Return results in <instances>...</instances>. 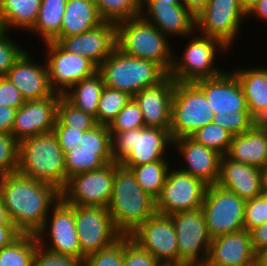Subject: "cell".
<instances>
[{"label": "cell", "mask_w": 267, "mask_h": 266, "mask_svg": "<svg viewBox=\"0 0 267 266\" xmlns=\"http://www.w3.org/2000/svg\"><path fill=\"white\" fill-rule=\"evenodd\" d=\"M205 95L214 117L212 122L225 128L233 136L251 129L257 121L247 109L245 96L234 72L193 82Z\"/></svg>", "instance_id": "cell-2"}, {"label": "cell", "mask_w": 267, "mask_h": 266, "mask_svg": "<svg viewBox=\"0 0 267 266\" xmlns=\"http://www.w3.org/2000/svg\"><path fill=\"white\" fill-rule=\"evenodd\" d=\"M35 236L39 244L54 252L81 258L80 241L75 225V206L65 203L61 198L51 207V213L49 212ZM44 237L50 238L49 243Z\"/></svg>", "instance_id": "cell-17"}, {"label": "cell", "mask_w": 267, "mask_h": 266, "mask_svg": "<svg viewBox=\"0 0 267 266\" xmlns=\"http://www.w3.org/2000/svg\"><path fill=\"white\" fill-rule=\"evenodd\" d=\"M260 123L266 128L267 132V120L261 121Z\"/></svg>", "instance_id": "cell-61"}, {"label": "cell", "mask_w": 267, "mask_h": 266, "mask_svg": "<svg viewBox=\"0 0 267 266\" xmlns=\"http://www.w3.org/2000/svg\"><path fill=\"white\" fill-rule=\"evenodd\" d=\"M208 185L180 169L169 168L167 179L155 200L156 213L170 216L200 209Z\"/></svg>", "instance_id": "cell-13"}, {"label": "cell", "mask_w": 267, "mask_h": 266, "mask_svg": "<svg viewBox=\"0 0 267 266\" xmlns=\"http://www.w3.org/2000/svg\"><path fill=\"white\" fill-rule=\"evenodd\" d=\"M255 15L260 20L267 22V0H259L257 4L249 11L247 17Z\"/></svg>", "instance_id": "cell-54"}, {"label": "cell", "mask_w": 267, "mask_h": 266, "mask_svg": "<svg viewBox=\"0 0 267 266\" xmlns=\"http://www.w3.org/2000/svg\"><path fill=\"white\" fill-rule=\"evenodd\" d=\"M128 236L163 266H186L179 259L177 233L170 216L155 213Z\"/></svg>", "instance_id": "cell-11"}, {"label": "cell", "mask_w": 267, "mask_h": 266, "mask_svg": "<svg viewBox=\"0 0 267 266\" xmlns=\"http://www.w3.org/2000/svg\"><path fill=\"white\" fill-rule=\"evenodd\" d=\"M19 142L10 134L0 133V176L17 172Z\"/></svg>", "instance_id": "cell-42"}, {"label": "cell", "mask_w": 267, "mask_h": 266, "mask_svg": "<svg viewBox=\"0 0 267 266\" xmlns=\"http://www.w3.org/2000/svg\"><path fill=\"white\" fill-rule=\"evenodd\" d=\"M161 1H171V4L182 5V0H161Z\"/></svg>", "instance_id": "cell-59"}, {"label": "cell", "mask_w": 267, "mask_h": 266, "mask_svg": "<svg viewBox=\"0 0 267 266\" xmlns=\"http://www.w3.org/2000/svg\"><path fill=\"white\" fill-rule=\"evenodd\" d=\"M253 249L258 253L267 246V222L250 231Z\"/></svg>", "instance_id": "cell-51"}, {"label": "cell", "mask_w": 267, "mask_h": 266, "mask_svg": "<svg viewBox=\"0 0 267 266\" xmlns=\"http://www.w3.org/2000/svg\"><path fill=\"white\" fill-rule=\"evenodd\" d=\"M37 243L35 235L21 234L0 250V266H34Z\"/></svg>", "instance_id": "cell-35"}, {"label": "cell", "mask_w": 267, "mask_h": 266, "mask_svg": "<svg viewBox=\"0 0 267 266\" xmlns=\"http://www.w3.org/2000/svg\"><path fill=\"white\" fill-rule=\"evenodd\" d=\"M267 222V192L246 200L244 209V230L250 232Z\"/></svg>", "instance_id": "cell-43"}, {"label": "cell", "mask_w": 267, "mask_h": 266, "mask_svg": "<svg viewBox=\"0 0 267 266\" xmlns=\"http://www.w3.org/2000/svg\"><path fill=\"white\" fill-rule=\"evenodd\" d=\"M104 86L103 77L97 71L91 77L75 83L63 96L76 108L96 118L98 102Z\"/></svg>", "instance_id": "cell-32"}, {"label": "cell", "mask_w": 267, "mask_h": 266, "mask_svg": "<svg viewBox=\"0 0 267 266\" xmlns=\"http://www.w3.org/2000/svg\"><path fill=\"white\" fill-rule=\"evenodd\" d=\"M171 166L172 164L169 161H155L133 166L130 170L135 175L137 183L142 189L156 200L162 191Z\"/></svg>", "instance_id": "cell-34"}, {"label": "cell", "mask_w": 267, "mask_h": 266, "mask_svg": "<svg viewBox=\"0 0 267 266\" xmlns=\"http://www.w3.org/2000/svg\"><path fill=\"white\" fill-rule=\"evenodd\" d=\"M20 235L21 233L16 229L14 225L0 226V250L10 245Z\"/></svg>", "instance_id": "cell-52"}, {"label": "cell", "mask_w": 267, "mask_h": 266, "mask_svg": "<svg viewBox=\"0 0 267 266\" xmlns=\"http://www.w3.org/2000/svg\"><path fill=\"white\" fill-rule=\"evenodd\" d=\"M114 171L115 162H112L102 169L71 176L60 190V198L69 205L108 208Z\"/></svg>", "instance_id": "cell-12"}, {"label": "cell", "mask_w": 267, "mask_h": 266, "mask_svg": "<svg viewBox=\"0 0 267 266\" xmlns=\"http://www.w3.org/2000/svg\"><path fill=\"white\" fill-rule=\"evenodd\" d=\"M261 171V186L262 190L267 192V163L263 168L260 169Z\"/></svg>", "instance_id": "cell-58"}, {"label": "cell", "mask_w": 267, "mask_h": 266, "mask_svg": "<svg viewBox=\"0 0 267 266\" xmlns=\"http://www.w3.org/2000/svg\"><path fill=\"white\" fill-rule=\"evenodd\" d=\"M246 200L217 184L207 187L202 211L211 238L244 230Z\"/></svg>", "instance_id": "cell-10"}, {"label": "cell", "mask_w": 267, "mask_h": 266, "mask_svg": "<svg viewBox=\"0 0 267 266\" xmlns=\"http://www.w3.org/2000/svg\"><path fill=\"white\" fill-rule=\"evenodd\" d=\"M34 266H84L81 258L54 252L37 243Z\"/></svg>", "instance_id": "cell-44"}, {"label": "cell", "mask_w": 267, "mask_h": 266, "mask_svg": "<svg viewBox=\"0 0 267 266\" xmlns=\"http://www.w3.org/2000/svg\"><path fill=\"white\" fill-rule=\"evenodd\" d=\"M34 61L25 49L6 74L25 101L44 99L54 93L49 84L46 61L42 64Z\"/></svg>", "instance_id": "cell-22"}, {"label": "cell", "mask_w": 267, "mask_h": 266, "mask_svg": "<svg viewBox=\"0 0 267 266\" xmlns=\"http://www.w3.org/2000/svg\"><path fill=\"white\" fill-rule=\"evenodd\" d=\"M75 225L83 261L87 255L110 247L123 236L105 207L75 206Z\"/></svg>", "instance_id": "cell-15"}, {"label": "cell", "mask_w": 267, "mask_h": 266, "mask_svg": "<svg viewBox=\"0 0 267 266\" xmlns=\"http://www.w3.org/2000/svg\"><path fill=\"white\" fill-rule=\"evenodd\" d=\"M95 118L72 105L63 95L57 106V120L54 127H72L86 131L96 125Z\"/></svg>", "instance_id": "cell-39"}, {"label": "cell", "mask_w": 267, "mask_h": 266, "mask_svg": "<svg viewBox=\"0 0 267 266\" xmlns=\"http://www.w3.org/2000/svg\"><path fill=\"white\" fill-rule=\"evenodd\" d=\"M110 134L114 162L128 169L155 161H168L165 154L173 145L170 130L140 127Z\"/></svg>", "instance_id": "cell-6"}, {"label": "cell", "mask_w": 267, "mask_h": 266, "mask_svg": "<svg viewBox=\"0 0 267 266\" xmlns=\"http://www.w3.org/2000/svg\"><path fill=\"white\" fill-rule=\"evenodd\" d=\"M8 33L4 29L0 32V77L6 76L8 70L25 51L16 41H12Z\"/></svg>", "instance_id": "cell-46"}, {"label": "cell", "mask_w": 267, "mask_h": 266, "mask_svg": "<svg viewBox=\"0 0 267 266\" xmlns=\"http://www.w3.org/2000/svg\"><path fill=\"white\" fill-rule=\"evenodd\" d=\"M17 108L0 105V133L10 134Z\"/></svg>", "instance_id": "cell-50"}, {"label": "cell", "mask_w": 267, "mask_h": 266, "mask_svg": "<svg viewBox=\"0 0 267 266\" xmlns=\"http://www.w3.org/2000/svg\"><path fill=\"white\" fill-rule=\"evenodd\" d=\"M67 0H41L36 23L29 32L41 36V43L57 41L61 37L62 20Z\"/></svg>", "instance_id": "cell-33"}, {"label": "cell", "mask_w": 267, "mask_h": 266, "mask_svg": "<svg viewBox=\"0 0 267 266\" xmlns=\"http://www.w3.org/2000/svg\"><path fill=\"white\" fill-rule=\"evenodd\" d=\"M259 266H267V246L257 253Z\"/></svg>", "instance_id": "cell-57"}, {"label": "cell", "mask_w": 267, "mask_h": 266, "mask_svg": "<svg viewBox=\"0 0 267 266\" xmlns=\"http://www.w3.org/2000/svg\"><path fill=\"white\" fill-rule=\"evenodd\" d=\"M80 146L89 149H111L109 127L96 124L91 129L84 131Z\"/></svg>", "instance_id": "cell-47"}, {"label": "cell", "mask_w": 267, "mask_h": 266, "mask_svg": "<svg viewBox=\"0 0 267 266\" xmlns=\"http://www.w3.org/2000/svg\"><path fill=\"white\" fill-rule=\"evenodd\" d=\"M124 236L110 247L87 255L84 266H123Z\"/></svg>", "instance_id": "cell-41"}, {"label": "cell", "mask_w": 267, "mask_h": 266, "mask_svg": "<svg viewBox=\"0 0 267 266\" xmlns=\"http://www.w3.org/2000/svg\"><path fill=\"white\" fill-rule=\"evenodd\" d=\"M3 30V28H2V25H1V21H0V32Z\"/></svg>", "instance_id": "cell-62"}, {"label": "cell", "mask_w": 267, "mask_h": 266, "mask_svg": "<svg viewBox=\"0 0 267 266\" xmlns=\"http://www.w3.org/2000/svg\"><path fill=\"white\" fill-rule=\"evenodd\" d=\"M175 82L168 74L157 85L146 87L133 96L142 111L145 127L170 130Z\"/></svg>", "instance_id": "cell-24"}, {"label": "cell", "mask_w": 267, "mask_h": 266, "mask_svg": "<svg viewBox=\"0 0 267 266\" xmlns=\"http://www.w3.org/2000/svg\"><path fill=\"white\" fill-rule=\"evenodd\" d=\"M233 135L225 128L211 122L196 130L190 138L203 146L215 150L222 156L228 153Z\"/></svg>", "instance_id": "cell-38"}, {"label": "cell", "mask_w": 267, "mask_h": 266, "mask_svg": "<svg viewBox=\"0 0 267 266\" xmlns=\"http://www.w3.org/2000/svg\"><path fill=\"white\" fill-rule=\"evenodd\" d=\"M140 15L167 37L178 35L187 39L196 33L195 17L183 5L171 1L142 0Z\"/></svg>", "instance_id": "cell-20"}, {"label": "cell", "mask_w": 267, "mask_h": 266, "mask_svg": "<svg viewBox=\"0 0 267 266\" xmlns=\"http://www.w3.org/2000/svg\"><path fill=\"white\" fill-rule=\"evenodd\" d=\"M57 42L70 53L86 57L99 67L116 48V23L104 22L82 34L60 37Z\"/></svg>", "instance_id": "cell-21"}, {"label": "cell", "mask_w": 267, "mask_h": 266, "mask_svg": "<svg viewBox=\"0 0 267 266\" xmlns=\"http://www.w3.org/2000/svg\"><path fill=\"white\" fill-rule=\"evenodd\" d=\"M245 266H259L258 260L256 259L255 261L249 263L248 265Z\"/></svg>", "instance_id": "cell-60"}, {"label": "cell", "mask_w": 267, "mask_h": 266, "mask_svg": "<svg viewBox=\"0 0 267 266\" xmlns=\"http://www.w3.org/2000/svg\"><path fill=\"white\" fill-rule=\"evenodd\" d=\"M141 15L116 24V47L123 53L158 64L169 74L174 59L171 43Z\"/></svg>", "instance_id": "cell-5"}, {"label": "cell", "mask_w": 267, "mask_h": 266, "mask_svg": "<svg viewBox=\"0 0 267 266\" xmlns=\"http://www.w3.org/2000/svg\"><path fill=\"white\" fill-rule=\"evenodd\" d=\"M108 211L123 236H128L156 213L155 200L137 183L130 169L116 162Z\"/></svg>", "instance_id": "cell-3"}, {"label": "cell", "mask_w": 267, "mask_h": 266, "mask_svg": "<svg viewBox=\"0 0 267 266\" xmlns=\"http://www.w3.org/2000/svg\"><path fill=\"white\" fill-rule=\"evenodd\" d=\"M53 132L64 154L80 146V141L84 133V131L72 127H53Z\"/></svg>", "instance_id": "cell-49"}, {"label": "cell", "mask_w": 267, "mask_h": 266, "mask_svg": "<svg viewBox=\"0 0 267 266\" xmlns=\"http://www.w3.org/2000/svg\"><path fill=\"white\" fill-rule=\"evenodd\" d=\"M104 85L132 97L146 87L157 85L168 74L155 62L133 57L117 47L98 67Z\"/></svg>", "instance_id": "cell-7"}, {"label": "cell", "mask_w": 267, "mask_h": 266, "mask_svg": "<svg viewBox=\"0 0 267 266\" xmlns=\"http://www.w3.org/2000/svg\"><path fill=\"white\" fill-rule=\"evenodd\" d=\"M177 152L184 158L185 166L178 167L183 172L203 181L206 185H215L220 174L222 155L195 142L190 137H181L173 140Z\"/></svg>", "instance_id": "cell-23"}, {"label": "cell", "mask_w": 267, "mask_h": 266, "mask_svg": "<svg viewBox=\"0 0 267 266\" xmlns=\"http://www.w3.org/2000/svg\"><path fill=\"white\" fill-rule=\"evenodd\" d=\"M25 103L20 90L6 77H0V105L19 108Z\"/></svg>", "instance_id": "cell-48"}, {"label": "cell", "mask_w": 267, "mask_h": 266, "mask_svg": "<svg viewBox=\"0 0 267 266\" xmlns=\"http://www.w3.org/2000/svg\"><path fill=\"white\" fill-rule=\"evenodd\" d=\"M47 56L45 58L51 89L63 95L75 83L91 77L98 67L88 58L70 53L57 41L43 43Z\"/></svg>", "instance_id": "cell-18"}, {"label": "cell", "mask_w": 267, "mask_h": 266, "mask_svg": "<svg viewBox=\"0 0 267 266\" xmlns=\"http://www.w3.org/2000/svg\"><path fill=\"white\" fill-rule=\"evenodd\" d=\"M226 155L234 161L263 168L267 163L266 128L257 122L251 129L233 136Z\"/></svg>", "instance_id": "cell-27"}, {"label": "cell", "mask_w": 267, "mask_h": 266, "mask_svg": "<svg viewBox=\"0 0 267 266\" xmlns=\"http://www.w3.org/2000/svg\"><path fill=\"white\" fill-rule=\"evenodd\" d=\"M123 266H163L151 253L140 248L129 236H124Z\"/></svg>", "instance_id": "cell-45"}, {"label": "cell", "mask_w": 267, "mask_h": 266, "mask_svg": "<svg viewBox=\"0 0 267 266\" xmlns=\"http://www.w3.org/2000/svg\"><path fill=\"white\" fill-rule=\"evenodd\" d=\"M104 22L94 0H67L62 20L61 37L82 34Z\"/></svg>", "instance_id": "cell-29"}, {"label": "cell", "mask_w": 267, "mask_h": 266, "mask_svg": "<svg viewBox=\"0 0 267 266\" xmlns=\"http://www.w3.org/2000/svg\"><path fill=\"white\" fill-rule=\"evenodd\" d=\"M3 225H14V224L11 222L7 210L0 200V226Z\"/></svg>", "instance_id": "cell-55"}, {"label": "cell", "mask_w": 267, "mask_h": 266, "mask_svg": "<svg viewBox=\"0 0 267 266\" xmlns=\"http://www.w3.org/2000/svg\"><path fill=\"white\" fill-rule=\"evenodd\" d=\"M17 172L54 185L59 191L66 185L64 151L53 131L19 142Z\"/></svg>", "instance_id": "cell-4"}, {"label": "cell", "mask_w": 267, "mask_h": 266, "mask_svg": "<svg viewBox=\"0 0 267 266\" xmlns=\"http://www.w3.org/2000/svg\"><path fill=\"white\" fill-rule=\"evenodd\" d=\"M246 14L257 4L259 0H238Z\"/></svg>", "instance_id": "cell-56"}, {"label": "cell", "mask_w": 267, "mask_h": 266, "mask_svg": "<svg viewBox=\"0 0 267 266\" xmlns=\"http://www.w3.org/2000/svg\"><path fill=\"white\" fill-rule=\"evenodd\" d=\"M131 98L126 92L104 86L98 102L96 123L109 126Z\"/></svg>", "instance_id": "cell-37"}, {"label": "cell", "mask_w": 267, "mask_h": 266, "mask_svg": "<svg viewBox=\"0 0 267 266\" xmlns=\"http://www.w3.org/2000/svg\"><path fill=\"white\" fill-rule=\"evenodd\" d=\"M66 182L71 176L79 173L102 169L114 162L111 149H89L77 146L64 154Z\"/></svg>", "instance_id": "cell-31"}, {"label": "cell", "mask_w": 267, "mask_h": 266, "mask_svg": "<svg viewBox=\"0 0 267 266\" xmlns=\"http://www.w3.org/2000/svg\"><path fill=\"white\" fill-rule=\"evenodd\" d=\"M105 22L119 23L140 15L142 0H94Z\"/></svg>", "instance_id": "cell-36"}, {"label": "cell", "mask_w": 267, "mask_h": 266, "mask_svg": "<svg viewBox=\"0 0 267 266\" xmlns=\"http://www.w3.org/2000/svg\"><path fill=\"white\" fill-rule=\"evenodd\" d=\"M60 96L54 92L44 99L25 101L17 109L11 135L21 142L25 138L53 131Z\"/></svg>", "instance_id": "cell-19"}, {"label": "cell", "mask_w": 267, "mask_h": 266, "mask_svg": "<svg viewBox=\"0 0 267 266\" xmlns=\"http://www.w3.org/2000/svg\"><path fill=\"white\" fill-rule=\"evenodd\" d=\"M204 93L193 82H175L171 104L172 139L190 137L214 117Z\"/></svg>", "instance_id": "cell-9"}, {"label": "cell", "mask_w": 267, "mask_h": 266, "mask_svg": "<svg viewBox=\"0 0 267 266\" xmlns=\"http://www.w3.org/2000/svg\"><path fill=\"white\" fill-rule=\"evenodd\" d=\"M108 127L109 132L128 131L134 128L145 127L142 111L133 97Z\"/></svg>", "instance_id": "cell-40"}, {"label": "cell", "mask_w": 267, "mask_h": 266, "mask_svg": "<svg viewBox=\"0 0 267 266\" xmlns=\"http://www.w3.org/2000/svg\"><path fill=\"white\" fill-rule=\"evenodd\" d=\"M177 233L179 259L186 266H204L212 241L202 209L170 215Z\"/></svg>", "instance_id": "cell-14"}, {"label": "cell", "mask_w": 267, "mask_h": 266, "mask_svg": "<svg viewBox=\"0 0 267 266\" xmlns=\"http://www.w3.org/2000/svg\"><path fill=\"white\" fill-rule=\"evenodd\" d=\"M59 199L60 191L49 183L19 172L0 176V200L21 234L38 233Z\"/></svg>", "instance_id": "cell-1"}, {"label": "cell", "mask_w": 267, "mask_h": 266, "mask_svg": "<svg viewBox=\"0 0 267 266\" xmlns=\"http://www.w3.org/2000/svg\"><path fill=\"white\" fill-rule=\"evenodd\" d=\"M245 18L247 14L238 0H209L195 18L196 33L215 38L230 49Z\"/></svg>", "instance_id": "cell-16"}, {"label": "cell", "mask_w": 267, "mask_h": 266, "mask_svg": "<svg viewBox=\"0 0 267 266\" xmlns=\"http://www.w3.org/2000/svg\"><path fill=\"white\" fill-rule=\"evenodd\" d=\"M217 185L244 200L258 197L263 193L260 168L234 161L227 155L221 158Z\"/></svg>", "instance_id": "cell-26"}, {"label": "cell", "mask_w": 267, "mask_h": 266, "mask_svg": "<svg viewBox=\"0 0 267 266\" xmlns=\"http://www.w3.org/2000/svg\"><path fill=\"white\" fill-rule=\"evenodd\" d=\"M191 39L178 59L174 55L173 65L169 75L176 82H195L222 74L225 70L215 67L219 51H229L221 41L192 33ZM218 48V49H217ZM218 50V51H217Z\"/></svg>", "instance_id": "cell-8"}, {"label": "cell", "mask_w": 267, "mask_h": 266, "mask_svg": "<svg viewBox=\"0 0 267 266\" xmlns=\"http://www.w3.org/2000/svg\"><path fill=\"white\" fill-rule=\"evenodd\" d=\"M250 115L257 121L267 120V68H239L234 71Z\"/></svg>", "instance_id": "cell-28"}, {"label": "cell", "mask_w": 267, "mask_h": 266, "mask_svg": "<svg viewBox=\"0 0 267 266\" xmlns=\"http://www.w3.org/2000/svg\"><path fill=\"white\" fill-rule=\"evenodd\" d=\"M208 2L209 0H182V5L196 18Z\"/></svg>", "instance_id": "cell-53"}, {"label": "cell", "mask_w": 267, "mask_h": 266, "mask_svg": "<svg viewBox=\"0 0 267 266\" xmlns=\"http://www.w3.org/2000/svg\"><path fill=\"white\" fill-rule=\"evenodd\" d=\"M256 259L250 232L240 230L213 238L204 266H245Z\"/></svg>", "instance_id": "cell-25"}, {"label": "cell", "mask_w": 267, "mask_h": 266, "mask_svg": "<svg viewBox=\"0 0 267 266\" xmlns=\"http://www.w3.org/2000/svg\"><path fill=\"white\" fill-rule=\"evenodd\" d=\"M41 0H0V21L2 28L30 31L36 23Z\"/></svg>", "instance_id": "cell-30"}]
</instances>
